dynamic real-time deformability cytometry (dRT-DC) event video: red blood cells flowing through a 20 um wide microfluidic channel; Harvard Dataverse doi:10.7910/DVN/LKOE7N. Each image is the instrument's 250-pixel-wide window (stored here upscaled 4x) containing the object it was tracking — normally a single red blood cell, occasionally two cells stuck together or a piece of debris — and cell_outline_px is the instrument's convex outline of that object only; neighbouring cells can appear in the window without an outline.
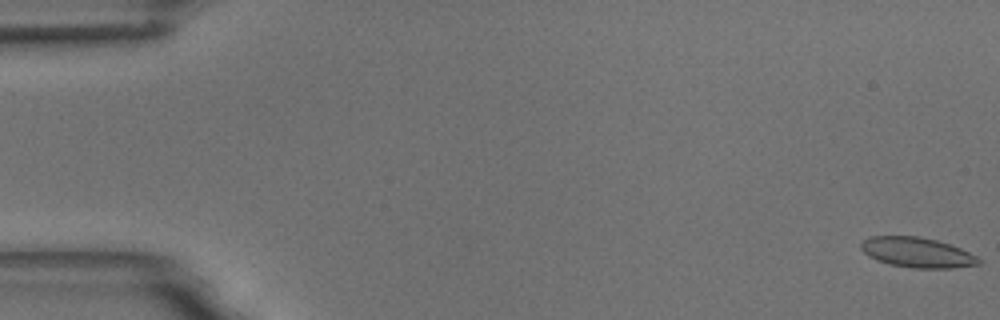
{"species": "common noctule bat (a hibernating species)", "species_latin": "Nyctalus noctula", "temperature_condition": "room temperature", "stored_images_in_passage": 56, "camera_frame_rate_fps": 3000, "um_per_image_px": 0.085, "animal": {"sex": "male", "body_mass_g": 18.8}, "frame": {"image": 1, "passage_image": 1, "time_ms": 0.0, "image_size_px": [1000, 320], "cell_outline_px": [[980, 264], [952, 268], [912, 268], [888, 264], [876, 260], [868, 256], [860, 248], [860, 240], [868, 236], [920, 236], [936, 240], [960, 248], [976, 256], [980, 260]], "centroid_in_image_um": [77.89, 21.45], "position_along_channel_um": 7.1, "area_um2": 20.75}}
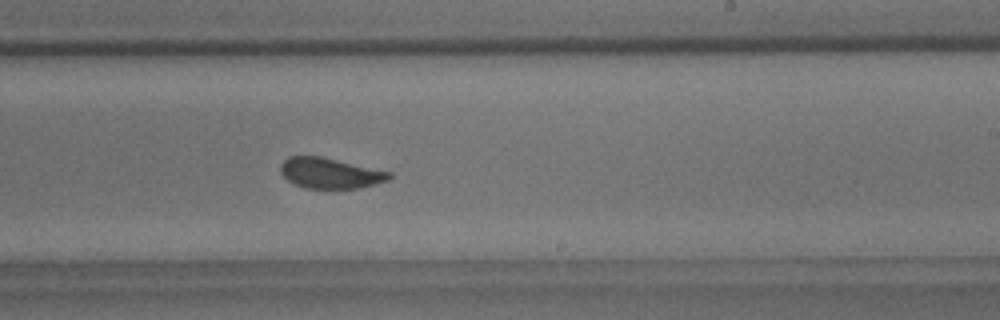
{"frame": {"image": 2, "passage_image": 34, "time_ms": 11.0, "image_size_px": [1000, 320], "cell_outline_px": [[392, 176], [388, 180], [360, 188], [304, 188], [288, 180], [280, 172], [280, 164], [288, 156], [320, 156], [392, 172]], "centroid_in_image_um": [28.05, 14.71], "position_along_channel_um": 260.9, "area_um2": 19.25}}
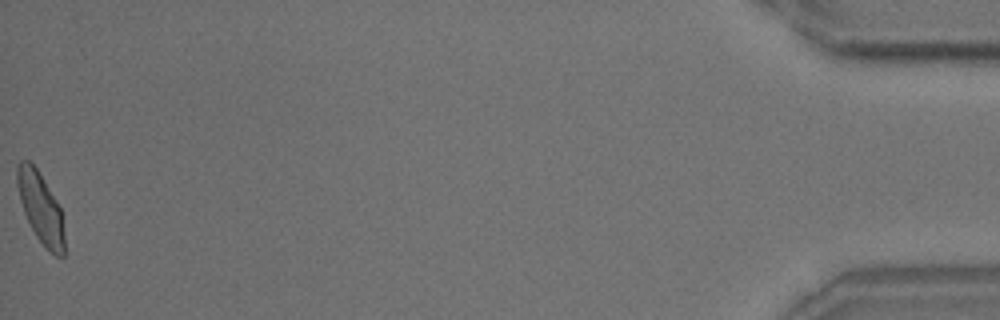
{"frame": {"image": 3, "passage_image": 56, "time_ms": 18.333, "image_size_px": [1000, 320], "cell_outline_px": [[64, 256], [56, 256], [44, 248], [36, 236], [24, 212], [20, 200], [16, 184], [16, 168], [20, 160], [28, 160], [36, 168], [56, 200], [60, 208], [64, 232]], "centroid_in_image_um": [3.44, 17.68], "position_along_channel_um": 431.8, "area_um2": 19.25}, "authors_computed_cell_mechanics": {"area_um2": 20.4612, "velocity_mm_per_s": 3.6764, "shape_relaxation_time_tau1_ms": 4.5909, "shape_relaxation_time_tau2_ms": 0.8689, "deformation_change_tau1": 0.1224, "deformation_change_tau2": 0.0598}}